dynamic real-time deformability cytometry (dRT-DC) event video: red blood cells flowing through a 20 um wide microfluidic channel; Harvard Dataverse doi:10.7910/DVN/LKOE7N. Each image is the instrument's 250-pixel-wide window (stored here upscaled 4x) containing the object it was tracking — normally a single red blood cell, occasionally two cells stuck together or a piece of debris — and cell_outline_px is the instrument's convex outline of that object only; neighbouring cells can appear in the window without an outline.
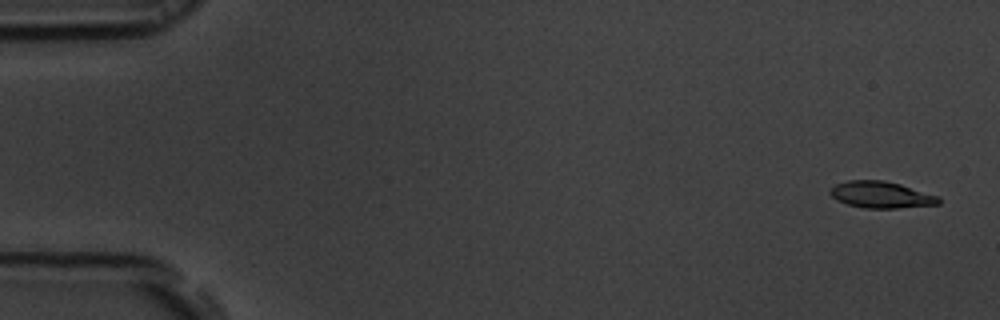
{"species": "common noctule bat (a hibernating species)", "species_latin": "Nyctalus noctula", "temperature_condition": "room temperature", "stored_images_in_passage": 55, "camera_frame_rate_fps": 3000, "um_per_image_px": 0.085, "animal": {"sex": "male", "body_mass_g": 19.5, "forearm_length_mm": 54.6}, "frame": {"image": 1, "passage_image": 2, "time_ms": 0.333, "image_size_px": [1000, 320], "cell_outline_px": [[940, 204], [896, 208], [864, 208], [848, 204], [836, 200], [828, 192], [828, 188], [836, 184], [848, 180], [884, 180], [900, 184], [940, 196]], "centroid_in_image_um": [74.87, 16.55], "position_along_channel_um": 10.1, "area_um2": 16.94}}
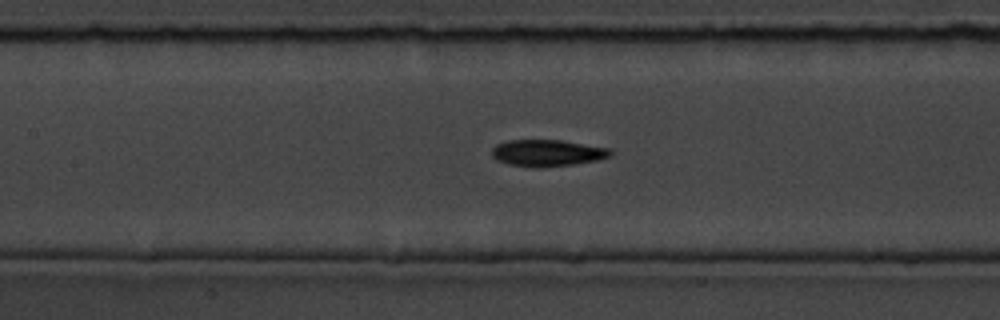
{"frame": {"image": 2, "passage_image": 25, "time_ms": 8.0, "image_size_px": [1000, 320], "cell_outline_px": [[612, 156], [596, 160], [572, 164], [532, 168], [508, 164], [496, 160], [492, 156], [492, 148], [496, 144], [508, 140], [560, 140], [612, 148]], "centroid_in_image_um": [46.51, 13.0], "position_along_channel_um": 160.9, "area_um2": 18.5}}
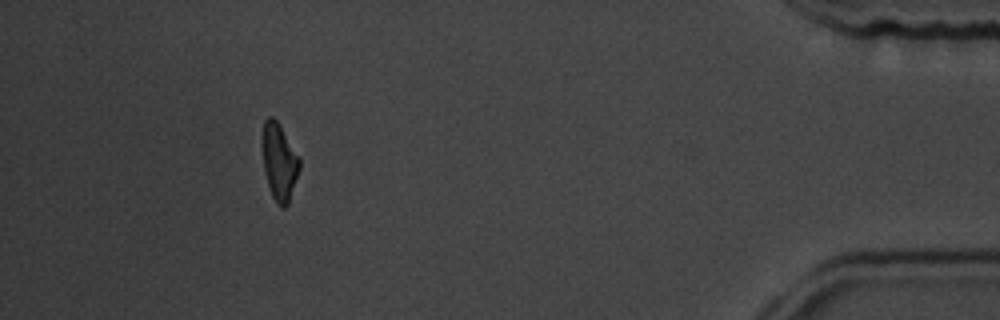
{"frame": {"image": 3, "passage_image": 50, "time_ms": 16.333, "image_size_px": [1000, 320], "cell_outline_px": [[300, 168], [288, 204], [284, 208], [280, 208], [276, 204], [268, 188], [264, 172], [260, 136], [264, 120], [268, 116], [272, 116], [276, 120], [300, 156]], "centroid_in_image_um": [23.7, 13.74], "position_along_channel_um": 411.5, "area_um2": 17.22}, "authors_computed_cell_mechanics": {"area_um2": 17.5134, "velocity_mm_per_s": 3.7268, "shape_relaxation_time_tau1_ms": 2.5712, "shape_relaxation_time_tau2_ms": 8.8455, "deformation_change_tau1": 0.1674, "deformation_change_tau2": 0.2026}}